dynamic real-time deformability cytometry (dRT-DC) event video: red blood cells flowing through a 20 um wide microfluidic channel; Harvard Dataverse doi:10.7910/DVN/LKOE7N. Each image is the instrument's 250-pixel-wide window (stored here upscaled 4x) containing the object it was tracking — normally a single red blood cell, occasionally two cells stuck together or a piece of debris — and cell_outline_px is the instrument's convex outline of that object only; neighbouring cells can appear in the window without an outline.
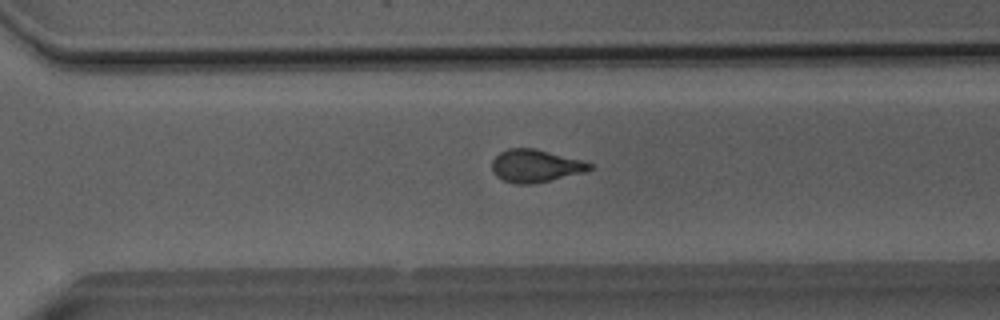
{"species": "Egyptian fruit bat (a non-hibernating species)", "species_latin": "Rousettus aegyptiacus", "temperature_condition": "room temperature", "stored_images_in_passage": 51, "camera_frame_rate_fps": 3000, "um_per_image_px": 0.085, "animal": {"sex": "male"}, "frame": {"image": 1, "passage_image": 36, "time_ms": 11.667, "image_size_px": [1000, 320], "cell_outline_px": [[592, 168], [580, 172], [532, 184], [516, 184], [504, 180], [496, 176], [492, 168], [492, 160], [500, 152], [508, 148], [536, 148], [580, 160], [592, 164]], "centroid_in_image_um": [45.44, 14.08], "position_along_channel_um": 325.2, "area_um2": 18.15}}
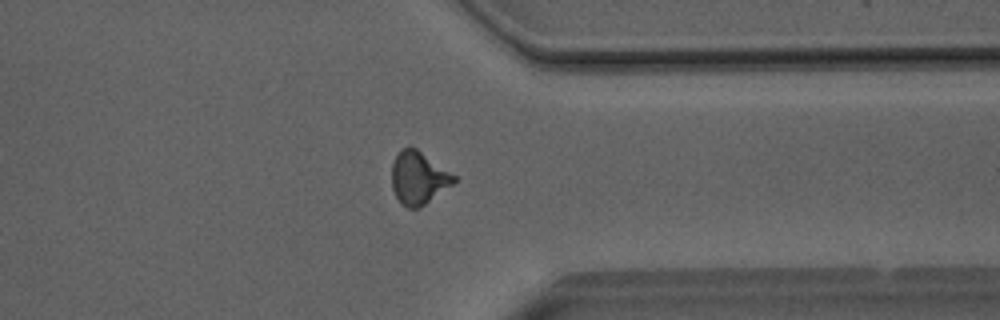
{"frame": {"image": 2, "passage_image": 40, "time_ms": 13.0, "image_size_px": [1000, 320], "cell_outline_px": [[456, 180], [452, 184], [420, 208], [408, 208], [396, 196], [392, 188], [392, 164], [400, 148], [416, 148], [456, 176]], "centroid_in_image_um": [35.56, 15.12], "position_along_channel_um": 375.8, "area_um2": 18.73}}
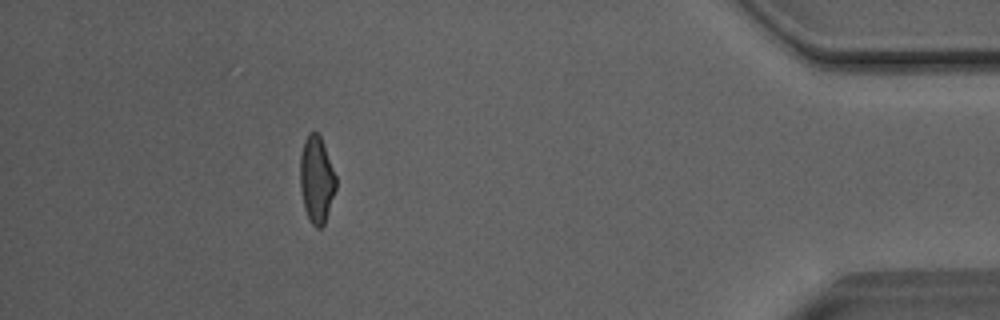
{"frame": {"image": 3, "passage_image": 46, "time_ms": 15.0, "image_size_px": [1000, 320], "cell_outline_px": [[336, 188], [324, 224], [320, 228], [316, 228], [312, 224], [304, 208], [300, 188], [300, 156], [304, 140], [308, 132], [316, 132], [320, 136], [324, 144], [336, 176]], "centroid_in_image_um": [26.9, 15.24], "position_along_channel_um": 408.3, "area_um2": 18.09}, "authors_computed_cell_mechanics": {"area_um2": 18.8428, "velocity_mm_per_s": 4.0531, "shape_relaxation_time_tau1_ms": 7.9227, "shape_relaxation_time_tau2_ms": 0.8827, "deformation_change_tau1": 0.2158, "deformation_change_tau2": 0.0795}}